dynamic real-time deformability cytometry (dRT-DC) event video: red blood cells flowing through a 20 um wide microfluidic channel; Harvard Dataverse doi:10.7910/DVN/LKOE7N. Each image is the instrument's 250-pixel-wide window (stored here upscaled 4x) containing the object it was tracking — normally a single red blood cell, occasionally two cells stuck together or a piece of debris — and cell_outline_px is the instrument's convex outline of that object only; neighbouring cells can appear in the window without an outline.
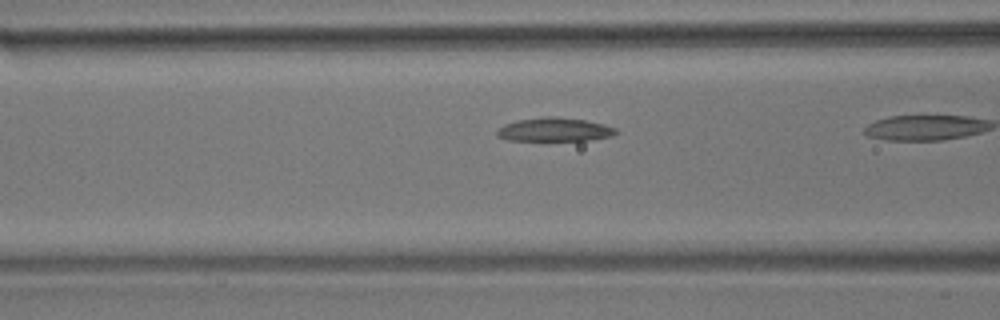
{"species": "common noctule bat (a hibernating species)", "species_latin": "Nyctalus noctula", "temperature_condition": "room temperature", "stored_images_in_passage": 8, "camera_frame_rate_fps": 3000, "um_per_image_px": 0.085, "animal": {"sex": "male", "body_mass_g": 17.9}, "frame": {"image": 1, "passage_image": 6, "time_ms": 1.667, "image_size_px": [1000, 320], "cell_outline_px": [[620, 132], [612, 136], [592, 140], [508, 140], [496, 136], [496, 132], [504, 124], [520, 120], [544, 116], [556, 116], [584, 120], [604, 124], [616, 128]], "centroid_in_image_um": [47.18, 11.01], "position_along_channel_um": 119.4, "area_um2": 16.42}}